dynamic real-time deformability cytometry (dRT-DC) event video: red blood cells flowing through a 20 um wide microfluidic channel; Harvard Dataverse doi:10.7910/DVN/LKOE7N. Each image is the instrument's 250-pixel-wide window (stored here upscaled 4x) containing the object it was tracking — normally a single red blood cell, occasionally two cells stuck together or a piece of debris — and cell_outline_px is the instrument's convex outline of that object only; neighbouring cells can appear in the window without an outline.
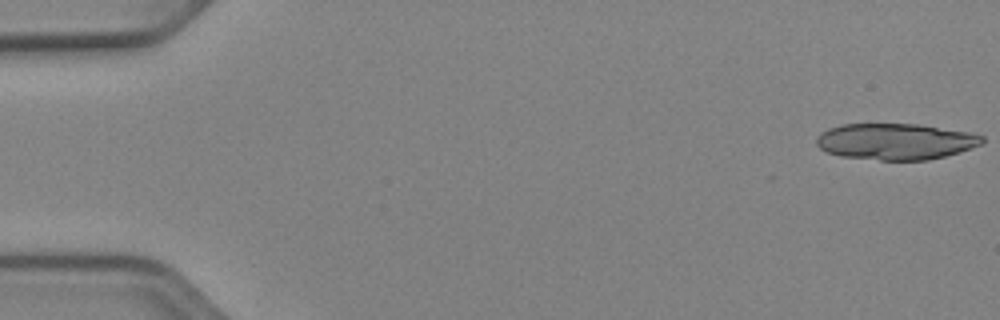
{"species": "Egyptian fruit bat (a non-hibernating species)", "species_latin": "Rousettus aegyptiacus", "temperature_condition": "cold", "stored_images_in_passage": 46, "segment_of_instrument_passage": [1, 2], "camera_frame_rate_fps": 3000, "um_per_image_px": 0.085, "animal": {"sex": "female"}, "frame": {"image": 1, "passage_image": 1, "time_ms": 0.0, "image_size_px": [1000, 320], "cell_outline_px": [[984, 140], [980, 144], [960, 152], [928, 160], [880, 160], [840, 156], [828, 152], [820, 148], [816, 144], [816, 136], [820, 132], [828, 128], [840, 124], [916, 124], [972, 132], [984, 136]], "centroid_in_image_um": [76.1, 12.02], "position_along_channel_um": 8.9, "area_um2": 35.14}}